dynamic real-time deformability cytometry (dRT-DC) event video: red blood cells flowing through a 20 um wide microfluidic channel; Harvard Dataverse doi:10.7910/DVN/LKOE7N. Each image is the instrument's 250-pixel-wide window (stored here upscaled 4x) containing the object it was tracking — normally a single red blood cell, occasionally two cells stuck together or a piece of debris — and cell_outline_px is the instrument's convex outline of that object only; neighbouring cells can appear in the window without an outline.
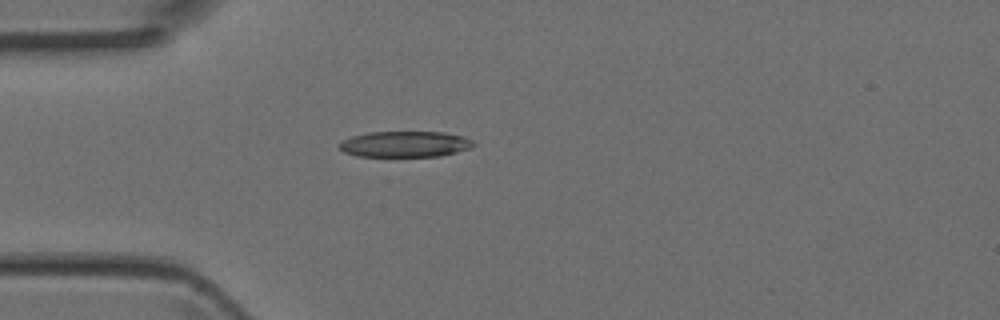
{"species": "Egyptian fruit bat (a non-hibernating species)", "species_latin": "Rousettus aegyptiacus", "temperature_condition": "room temperature", "stored_images_in_passage": 1, "camera_frame_rate_fps": 3000, "um_per_image_px": 0.085, "animal": {"sex": "female"}, "frame": {"image": 1, "passage_image": 1, "time_ms": 0.0, "image_size_px": [1000, 320], "cell_outline_px": [[476, 144], [472, 148], [440, 156], [356, 156], [344, 152], [340, 148], [340, 144], [344, 140], [352, 136], [368, 132], [444, 132], [464, 136], [472, 140]], "centroid_in_image_um": [34.47, 12.25], "position_along_channel_um": 50.5, "area_um2": 20.23}}